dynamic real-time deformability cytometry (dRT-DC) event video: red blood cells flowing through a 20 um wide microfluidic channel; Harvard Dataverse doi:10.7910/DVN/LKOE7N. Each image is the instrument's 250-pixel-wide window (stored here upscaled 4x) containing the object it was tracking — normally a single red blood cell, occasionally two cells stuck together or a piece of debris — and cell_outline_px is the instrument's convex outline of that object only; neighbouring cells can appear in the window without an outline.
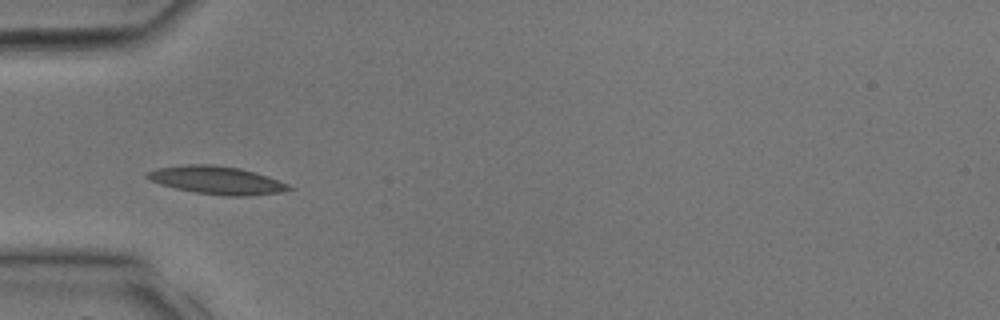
{"species": "common noctule bat (a hibernating species)", "species_latin": "Nyctalus noctula", "temperature_condition": "room temperature", "stored_images_in_passage": 8, "camera_frame_rate_fps": 3000, "um_per_image_px": 0.085, "animal": {"sex": "male", "body_mass_g": 17.9, "forearm_length_mm": 54.2}, "frame": {"image": 1, "passage_image": 4, "time_ms": 1.0, "image_size_px": [1000, 320], "cell_outline_px": [[292, 188], [280, 192], [248, 196], [224, 196], [196, 192], [176, 188], [160, 184], [144, 176], [148, 172], [156, 168], [184, 164], [212, 164], [240, 168], [256, 172], [268, 176], [288, 184]], "centroid_in_image_um": [18.42, 15.31], "position_along_channel_um": 66.6, "area_um2": 23.0}}